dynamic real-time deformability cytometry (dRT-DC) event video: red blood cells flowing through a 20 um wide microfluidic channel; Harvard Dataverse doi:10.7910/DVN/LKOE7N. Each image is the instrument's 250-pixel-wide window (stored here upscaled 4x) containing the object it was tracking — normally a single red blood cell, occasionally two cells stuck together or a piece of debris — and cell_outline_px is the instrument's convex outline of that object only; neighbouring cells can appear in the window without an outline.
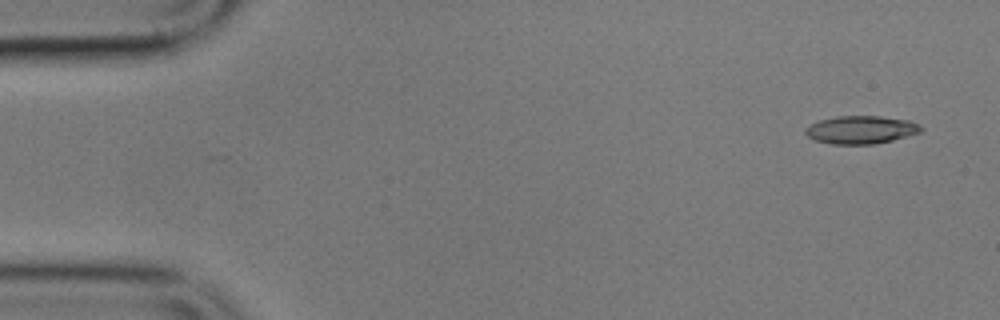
{"species": "common noctule bat (a hibernating species)", "species_latin": "Nyctalus noctula", "temperature_condition": "cold", "stored_images_in_passage": 5, "camera_frame_rate_fps": 3000, "um_per_image_px": 0.085, "animal": {"sex": "male", "body_mass_g": 17.9}, "frame": {"image": 1, "passage_image": 1, "time_ms": 0.0, "image_size_px": [1000, 320], "cell_outline_px": [[924, 128], [920, 132], [892, 140], [872, 144], [832, 144], [816, 140], [808, 136], [804, 132], [804, 128], [820, 120], [836, 116], [880, 116], [908, 120], [920, 124]], "centroid_in_image_um": [73.19, 11.02], "position_along_channel_um": 11.8, "area_um2": 18.73}}
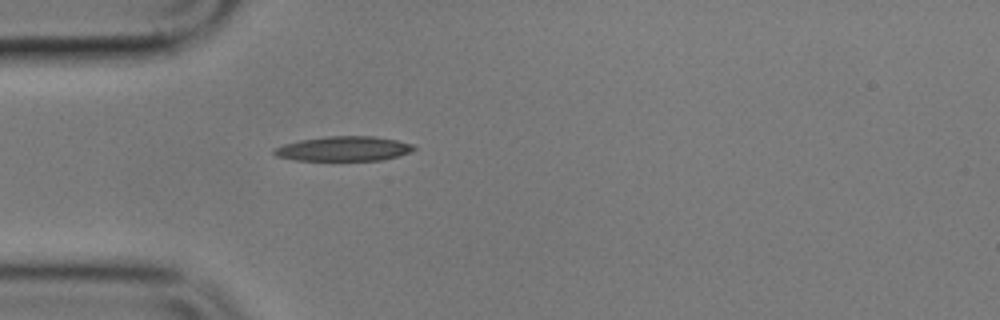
{"frame": {"image": 2, "passage_image": 5, "time_ms": 4.333, "image_size_px": [1000, 320], "cell_outline_px": [[416, 148], [408, 152], [396, 156], [380, 160], [296, 160], [276, 156], [272, 152], [272, 148], [284, 144], [300, 140], [324, 136], [372, 136], [396, 140], [412, 144]], "centroid_in_image_um": [29.15, 12.63], "position_along_channel_um": 55.9, "area_um2": 19.94}}